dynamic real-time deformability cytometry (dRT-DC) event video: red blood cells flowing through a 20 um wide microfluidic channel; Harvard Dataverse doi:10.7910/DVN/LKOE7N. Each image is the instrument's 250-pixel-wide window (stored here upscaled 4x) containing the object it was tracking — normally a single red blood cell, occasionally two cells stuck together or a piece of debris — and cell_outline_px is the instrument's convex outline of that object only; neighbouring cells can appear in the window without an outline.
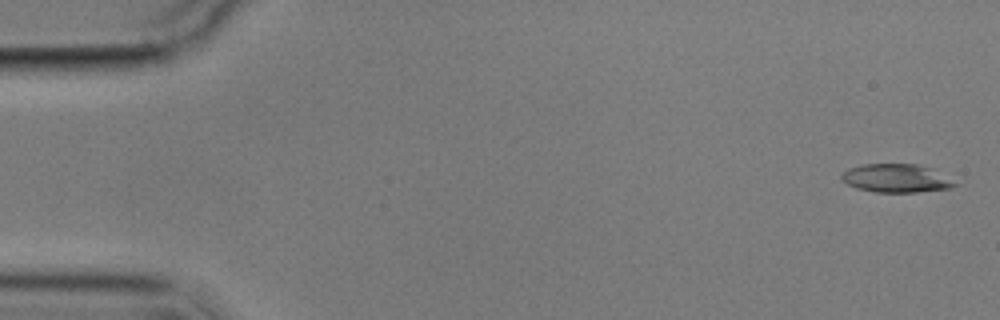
{"species": "common noctule bat (a hibernating species)", "species_latin": "Nyctalus noctula", "temperature_condition": "cold", "stored_images_in_passage": 3, "camera_frame_rate_fps": 3000, "um_per_image_px": 0.085, "animal": {"sex": "male", "body_mass_g": 17.9}, "frame": {"image": 1, "passage_image": 1, "time_ms": 0.0, "image_size_px": [1000, 320], "cell_outline_px": [[956, 184], [952, 188], [916, 192], [876, 192], [856, 188], [840, 180], [840, 176], [848, 168], [864, 164], [916, 164], [928, 168]], "centroid_in_image_um": [76.06, 15.16], "position_along_channel_um": 8.9, "area_um2": 18.26}}